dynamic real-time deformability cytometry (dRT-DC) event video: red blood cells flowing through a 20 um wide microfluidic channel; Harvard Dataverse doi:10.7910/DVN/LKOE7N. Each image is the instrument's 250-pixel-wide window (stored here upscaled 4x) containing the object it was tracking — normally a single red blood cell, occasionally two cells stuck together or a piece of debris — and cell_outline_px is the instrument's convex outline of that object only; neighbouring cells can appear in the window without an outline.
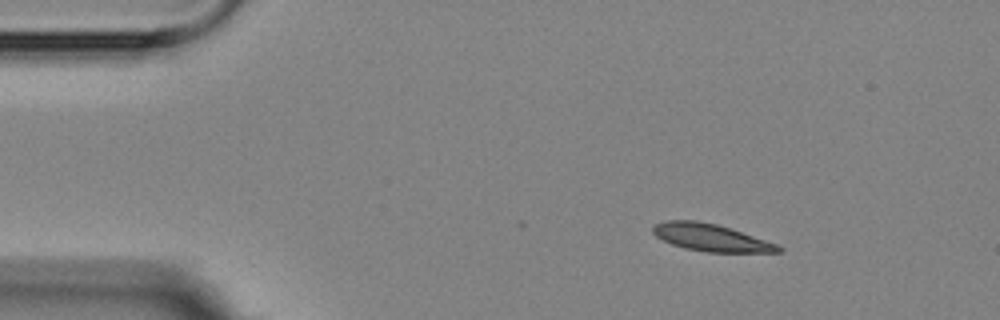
{"species": "Egyptian fruit bat (a non-hibernating species)", "species_latin": "Rousettus aegyptiacus", "temperature_condition": "room temperature", "stored_images_in_passage": 3, "camera_frame_rate_fps": 3000, "um_per_image_px": 0.085, "animal": {"sex": "female"}, "frame": {"image": 1, "passage_image": 1, "time_ms": 0.0, "image_size_px": [1000, 320], "cell_outline_px": [[784, 248], [780, 252], [708, 252], [684, 248], [672, 244], [656, 236], [652, 232], [652, 228], [656, 224], [664, 220], [696, 220], [716, 224], [732, 228], [776, 244]], "centroid_in_image_um": [60.41, 20.18], "position_along_channel_um": 24.6, "area_um2": 19.83}}